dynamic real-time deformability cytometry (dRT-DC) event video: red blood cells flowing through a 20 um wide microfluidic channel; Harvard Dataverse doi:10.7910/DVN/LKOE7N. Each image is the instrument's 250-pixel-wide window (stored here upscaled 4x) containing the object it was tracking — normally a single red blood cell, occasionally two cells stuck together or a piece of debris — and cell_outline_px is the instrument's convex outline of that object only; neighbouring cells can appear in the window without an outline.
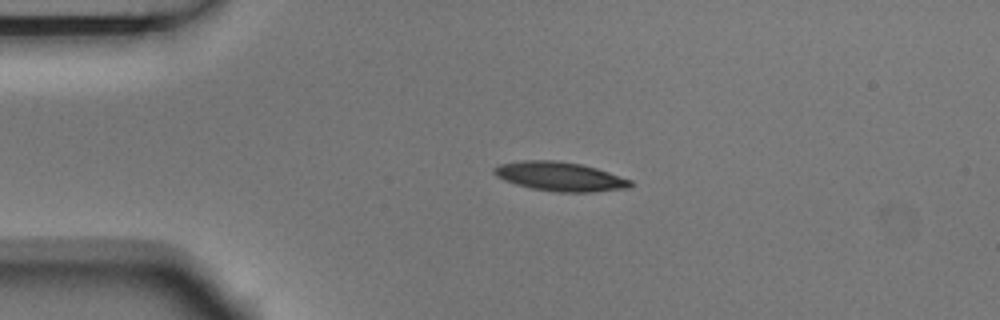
{"species": "Egyptian fruit bat (a non-hibernating species)", "species_latin": "Rousettus aegyptiacus", "temperature_condition": "room temperature", "stored_images_in_passage": 5, "camera_frame_rate_fps": 3000, "um_per_image_px": 0.085, "animal": {"sex": "male"}, "frame": {"image": 1, "passage_image": 4, "time_ms": 1.0, "image_size_px": [1000, 320], "cell_outline_px": [[632, 184], [628, 188], [592, 192], [560, 192], [532, 188], [516, 184], [504, 180], [496, 176], [492, 172], [492, 168], [500, 164], [520, 160], [556, 160], [580, 164], [596, 168], [632, 180]], "centroid_in_image_um": [47.57, 14.99], "position_along_channel_um": 37.4, "area_um2": 23.06}}